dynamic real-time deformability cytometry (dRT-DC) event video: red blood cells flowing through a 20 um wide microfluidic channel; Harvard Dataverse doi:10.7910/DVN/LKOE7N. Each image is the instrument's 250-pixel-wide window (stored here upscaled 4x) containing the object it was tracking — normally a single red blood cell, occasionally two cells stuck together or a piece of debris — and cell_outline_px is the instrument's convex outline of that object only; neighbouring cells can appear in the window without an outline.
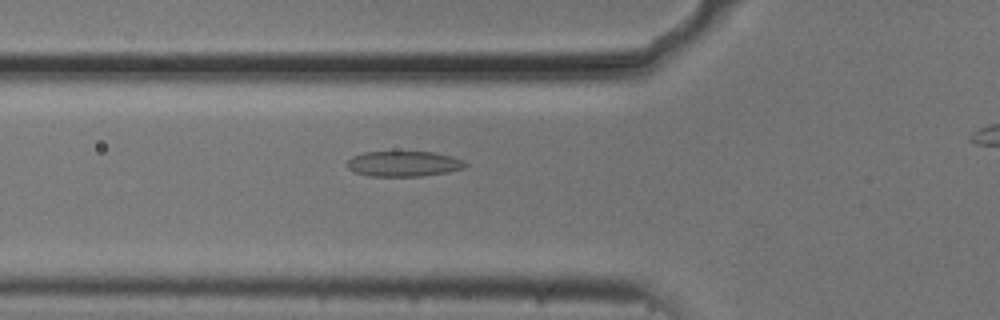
{"species": "common noctule bat (a hibernating species)", "species_latin": "Nyctalus noctula", "temperature_condition": "cold", "stored_images_in_passage": 32, "camera_frame_rate_fps": 3000, "um_per_image_px": 0.085, "animal": {"sex": "male", "body_mass_g": 20.5, "forearm_length_mm": 52.5}, "frame": {"image": 1, "passage_image": 3, "time_ms": 0.667, "image_size_px": [1000, 320], "cell_outline_px": [[468, 164], [464, 168], [448, 172], [420, 176], [368, 176], [356, 172], [348, 168], [348, 160], [352, 156], [364, 152], [432, 152], [452, 156], [464, 160]], "centroid_in_image_um": [34.34, 13.92], "position_along_channel_um": 91.5, "area_um2": 17.46}}
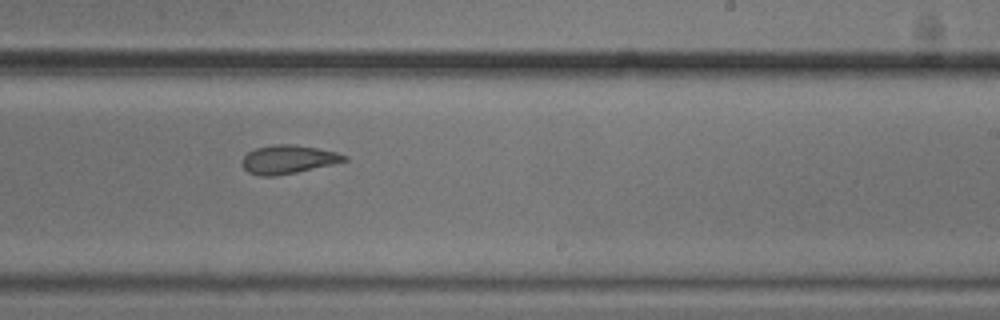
{"frame": {"image": 2, "passage_image": 17, "time_ms": 5.333, "image_size_px": [1000, 320], "cell_outline_px": [[348, 160], [332, 164], [296, 172], [272, 176], [260, 176], [248, 172], [240, 164], [240, 160], [248, 152], [256, 148], [272, 144], [296, 144], [336, 152], [348, 156]], "centroid_in_image_um": [24.45, 13.54], "position_along_channel_um": 264.6, "area_um2": 16.99}}
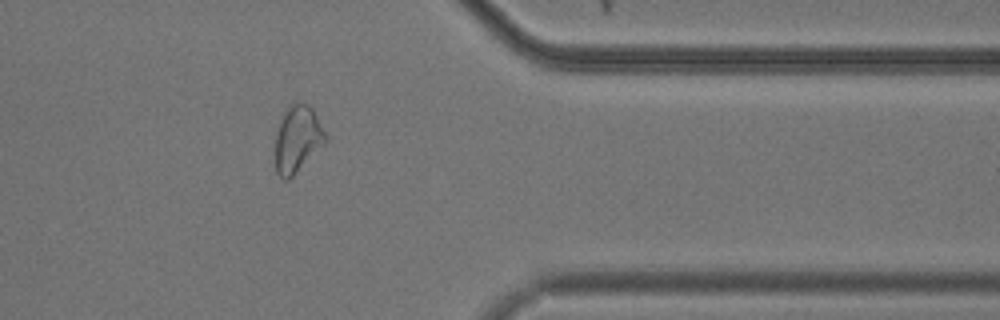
{"frame": {"image": 3, "passage_image": 28, "time_ms": 9.0, "image_size_px": [1000, 320], "cell_outline_px": [[328, 140], [288, 180], [284, 180], [276, 172], [276, 132], [280, 120], [288, 104], [296, 100], [308, 104], [312, 108], [328, 136]], "centroid_in_image_um": [25.29, 11.76], "position_along_channel_um": 386.1, "area_um2": 19.59}}